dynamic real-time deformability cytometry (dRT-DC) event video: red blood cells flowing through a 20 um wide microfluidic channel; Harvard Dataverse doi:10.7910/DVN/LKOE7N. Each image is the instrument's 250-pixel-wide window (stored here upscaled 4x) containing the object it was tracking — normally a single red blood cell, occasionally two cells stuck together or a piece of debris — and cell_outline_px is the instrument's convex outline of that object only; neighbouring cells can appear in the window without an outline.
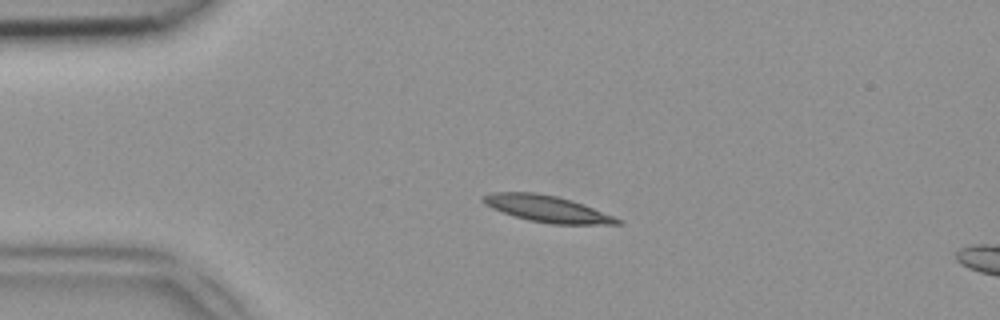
{"species": "common noctule bat (a hibernating species)", "species_latin": "Nyctalus noctula", "temperature_condition": "room temperature", "stored_images_in_passage": 7, "camera_frame_rate_fps": 3000, "um_per_image_px": 0.085, "animal": {"sex": "female", "body_mass_g": 18.4}, "frame": {"image": 1, "passage_image": 3, "time_ms": 0.667, "image_size_px": [1000, 320], "cell_outline_px": [[624, 224], [552, 224], [528, 220], [492, 208], [484, 204], [480, 200], [480, 196], [492, 192], [536, 192], [556, 196], [572, 200], [584, 204], [616, 216], [624, 220]], "centroid_in_image_um": [46.54, 17.74], "position_along_channel_um": 38.5, "area_um2": 20.98}}